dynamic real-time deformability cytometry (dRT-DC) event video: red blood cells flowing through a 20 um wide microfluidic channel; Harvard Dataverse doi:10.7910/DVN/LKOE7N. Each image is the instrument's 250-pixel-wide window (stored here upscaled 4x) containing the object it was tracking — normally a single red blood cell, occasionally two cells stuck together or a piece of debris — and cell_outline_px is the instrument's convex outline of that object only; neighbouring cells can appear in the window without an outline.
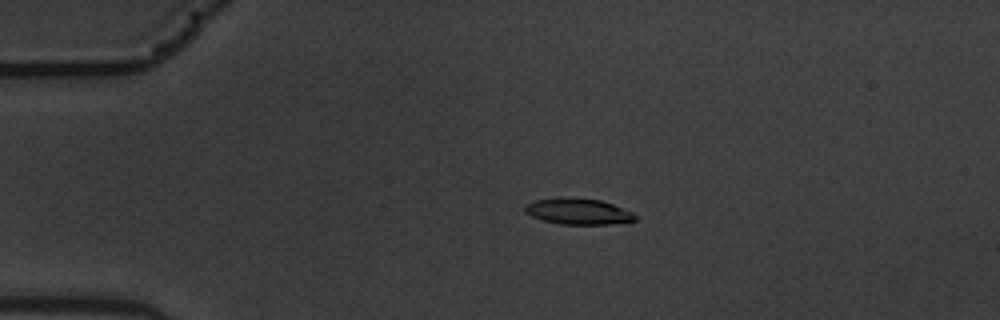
{"species": "common noctule bat (a hibernating species)", "species_latin": "Nyctalus noctula", "temperature_condition": "warm", "stored_images_in_passage": 46, "camera_frame_rate_fps": 3000, "um_per_image_px": 0.085, "animal": {"sex": "male", "body_mass_g": 19.5, "forearm_length_mm": 54.6}, "frame": {"image": 1, "passage_image": 1, "time_ms": 0.0, "image_size_px": [1000, 320], "cell_outline_px": [[636, 220], [608, 224], [560, 224], [544, 220], [532, 216], [524, 212], [524, 204], [536, 200], [564, 196], [600, 200], [612, 204], [632, 212], [636, 216]], "centroid_in_image_um": [49.1, 17.95], "position_along_channel_um": 35.9, "area_um2": 16.7}}
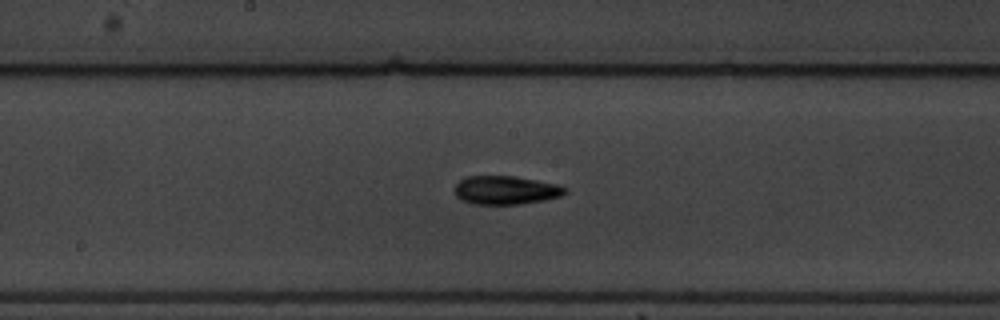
{"frame": {"image": 2, "passage_image": 19, "time_ms": 6.0, "image_size_px": [1000, 320], "cell_outline_px": [[568, 192], [560, 196], [544, 200], [520, 204], [472, 204], [460, 200], [456, 196], [456, 184], [460, 180], [468, 176], [516, 176], [556, 184], [568, 188]], "centroid_in_image_um": [43.0, 16.16], "position_along_channel_um": 205.2, "area_um2": 18.38}}
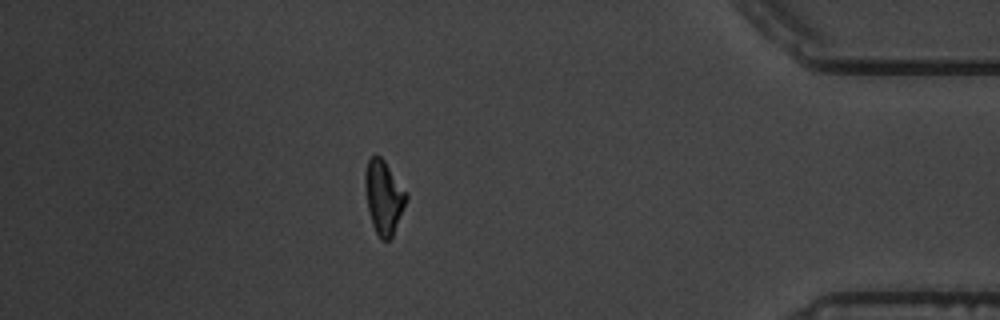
{"frame": {"image": 3, "passage_image": 39, "time_ms": 12.667, "image_size_px": [1000, 320], "cell_outline_px": [[408, 196], [392, 236], [388, 240], [380, 240], [372, 224], [368, 208], [364, 188], [364, 172], [368, 160], [376, 152], [384, 160]], "centroid_in_image_um": [32.57, 16.73], "position_along_channel_um": 402.6, "area_um2": 17.4}, "authors_computed_cell_mechanics": {"area_um2": 17.8602, "velocity_mm_per_s": 3.5434, "shape_relaxation_time_tau1_ms": 7.047, "shape_relaxation_time_tau2_ms": 3.7934, "deformation_change_tau1": 0.2189, "deformation_change_tau2": 0.1111}}